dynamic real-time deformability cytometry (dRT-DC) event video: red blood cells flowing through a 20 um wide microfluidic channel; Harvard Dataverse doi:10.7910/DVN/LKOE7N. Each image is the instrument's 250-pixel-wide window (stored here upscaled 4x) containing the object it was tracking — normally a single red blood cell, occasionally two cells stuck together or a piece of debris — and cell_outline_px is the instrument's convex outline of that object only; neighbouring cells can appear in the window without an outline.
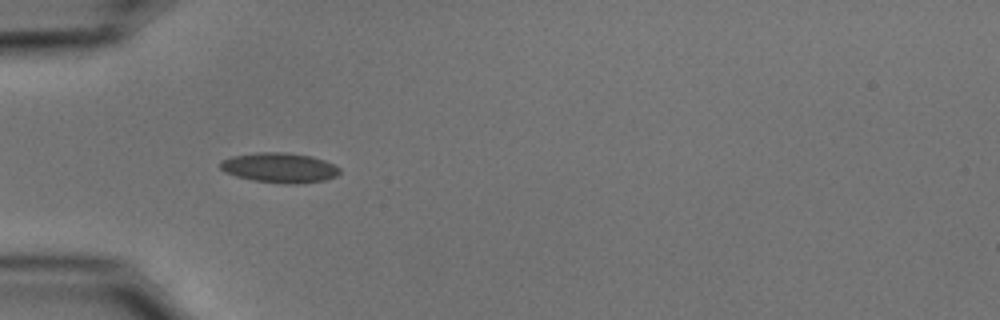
{"species": "common noctule bat (a hibernating species)", "species_latin": "Nyctalus noctula", "temperature_condition": "cold", "stored_images_in_passage": 34, "camera_frame_rate_fps": 3000, "um_per_image_px": 0.085, "animal": {"sex": "male", "body_mass_g": 15.6}, "frame": {"image": 1, "passage_image": 1, "time_ms": 0.0, "image_size_px": [1000, 320], "cell_outline_px": [[340, 172], [336, 176], [324, 180], [296, 184], [284, 184], [252, 180], [236, 176], [224, 172], [220, 168], [220, 160], [232, 156], [256, 152], [284, 152], [312, 156], [324, 160], [340, 168]], "centroid_in_image_um": [23.73, 14.25], "position_along_channel_um": 61.3, "area_um2": 20.92}}
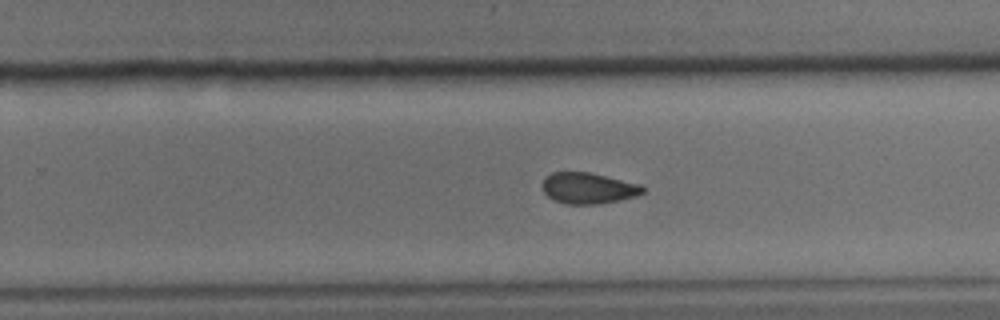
{"frame": {"image": 2, "passage_image": 19, "time_ms": 6.0, "image_size_px": [1000, 320], "cell_outline_px": [[644, 192], [636, 196], [620, 200], [600, 204], [564, 204], [552, 200], [544, 192], [540, 184], [544, 176], [552, 172], [588, 172], [640, 184], [644, 188]], "centroid_in_image_um": [49.94, 16.0], "position_along_channel_um": 279.9, "area_um2": 18.38}}
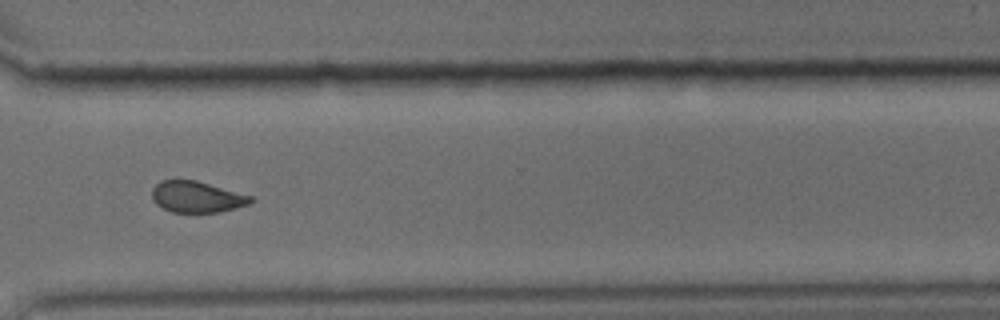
{"frame": {"image": 3, "passage_image": 25, "time_ms": 8.0, "image_size_px": [1000, 320], "cell_outline_px": [[256, 200], [248, 204], [216, 212], [172, 212], [156, 204], [152, 196], [152, 188], [160, 180], [196, 180], [252, 196]], "centroid_in_image_um": [16.71, 16.72], "position_along_channel_um": 353.9, "area_um2": 17.74}, "authors_computed_cell_mechanics": {"area_um2": 19.3341, "velocity_mm_per_s": 3.6981, "shape_relaxation_time_tau1_ms": 7.0118, "shape_relaxation_time_tau2_ms": 2.5363, "deformation_change_tau1": 0.1248, "deformation_change_tau2": 0.0765}}